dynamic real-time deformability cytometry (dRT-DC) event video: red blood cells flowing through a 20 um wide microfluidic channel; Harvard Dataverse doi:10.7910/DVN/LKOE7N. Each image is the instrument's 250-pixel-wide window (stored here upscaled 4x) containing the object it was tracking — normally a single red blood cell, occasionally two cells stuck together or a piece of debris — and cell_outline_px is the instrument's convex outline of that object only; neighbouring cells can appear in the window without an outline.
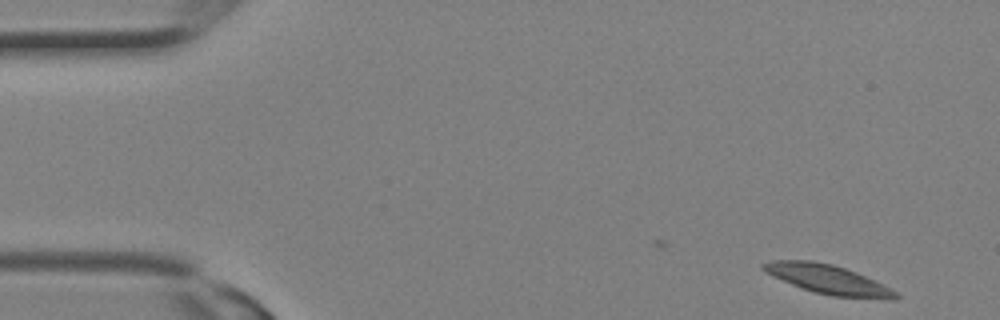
{"species": "Egyptian fruit bat (a non-hibernating species)", "species_latin": "Rousettus aegyptiacus", "temperature_condition": "room temperature", "stored_images_in_passage": 19, "camera_frame_rate_fps": 3000, "um_per_image_px": 0.085, "animal": {"sex": "female"}, "frame": {"image": 1, "passage_image": 1, "time_ms": 0.0, "image_size_px": [1000, 320], "cell_outline_px": [[900, 296], [896, 300], [892, 300], [832, 296], [816, 292], [792, 284], [764, 272], [760, 268], [760, 264], [772, 260], [812, 260], [832, 264], [856, 272], [896, 292]], "centroid_in_image_um": [70.35, 23.74], "position_along_channel_um": 14.7, "area_um2": 22.25}}
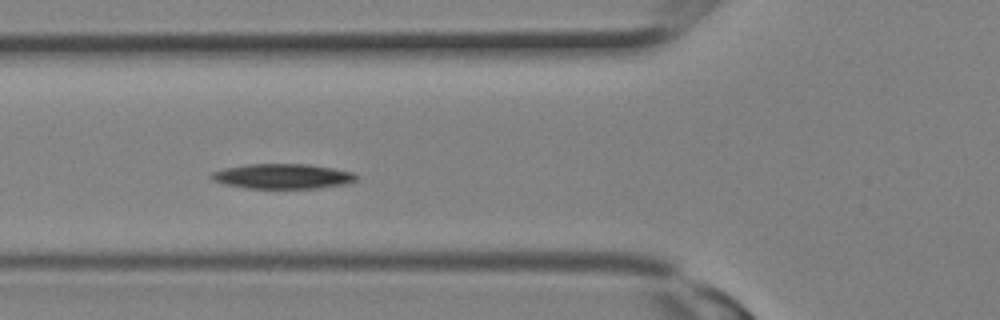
{"frame": {"image": 2, "passage_image": 10, "time_ms": 3.0, "image_size_px": [1000, 320], "cell_outline_px": [[356, 180], [348, 184], [320, 188], [248, 188], [228, 184], [212, 180], [208, 176], [212, 172], [224, 168], [248, 164], [308, 164], [332, 168], [352, 172], [356, 176]], "centroid_in_image_um": [24.03, 14.98], "position_along_channel_um": 101.8, "area_um2": 20.98}}
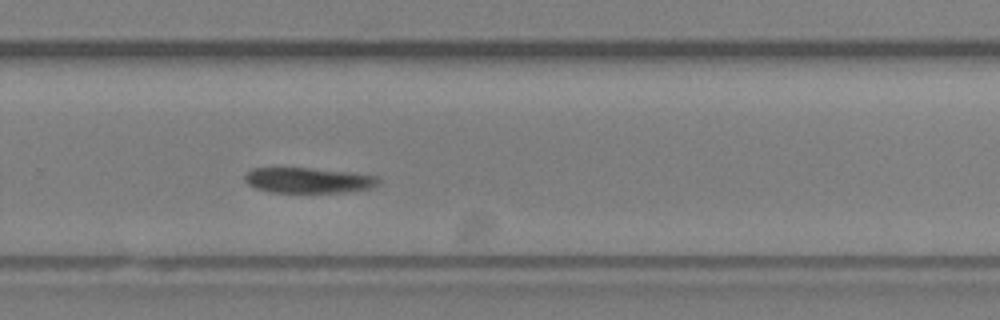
{"frame": {"image": 3, "passage_image": 19, "time_ms": 6.0, "image_size_px": [1000, 320], "cell_outline_px": [[380, 184], [372, 188], [344, 192], [272, 192], [256, 188], [248, 184], [244, 180], [244, 176], [252, 168], [312, 168], [348, 172], [376, 176], [380, 180]], "centroid_in_image_um": [26.22, 15.32], "position_along_channel_um": 303.6, "area_um2": 19.71}}